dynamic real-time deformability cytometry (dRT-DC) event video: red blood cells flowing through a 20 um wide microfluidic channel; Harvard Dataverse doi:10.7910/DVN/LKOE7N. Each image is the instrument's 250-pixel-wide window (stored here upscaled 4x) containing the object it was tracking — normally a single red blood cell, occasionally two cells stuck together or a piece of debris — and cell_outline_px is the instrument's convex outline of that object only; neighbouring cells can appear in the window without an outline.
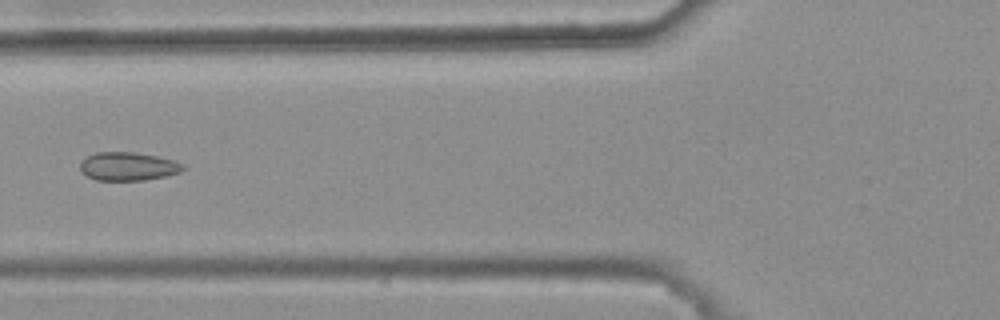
{"species": "common noctule bat (a hibernating species)", "species_latin": "Nyctalus noctula", "temperature_condition": "warm", "stored_images_in_passage": 5, "camera_frame_rate_fps": 3000, "um_per_image_px": 0.085, "animal": {"sex": "female", "body_mass_g": 25.1}, "frame": {"image": 1, "passage_image": 5, "time_ms": 1.333, "image_size_px": [1000, 320], "cell_outline_px": [[188, 168], [180, 172], [164, 176], [144, 180], [96, 180], [80, 172], [80, 164], [88, 156], [96, 152], [132, 152], [156, 156], [176, 160], [184, 164]], "centroid_in_image_um": [10.93, 14.14], "position_along_channel_um": 114.9, "area_um2": 17.05}}